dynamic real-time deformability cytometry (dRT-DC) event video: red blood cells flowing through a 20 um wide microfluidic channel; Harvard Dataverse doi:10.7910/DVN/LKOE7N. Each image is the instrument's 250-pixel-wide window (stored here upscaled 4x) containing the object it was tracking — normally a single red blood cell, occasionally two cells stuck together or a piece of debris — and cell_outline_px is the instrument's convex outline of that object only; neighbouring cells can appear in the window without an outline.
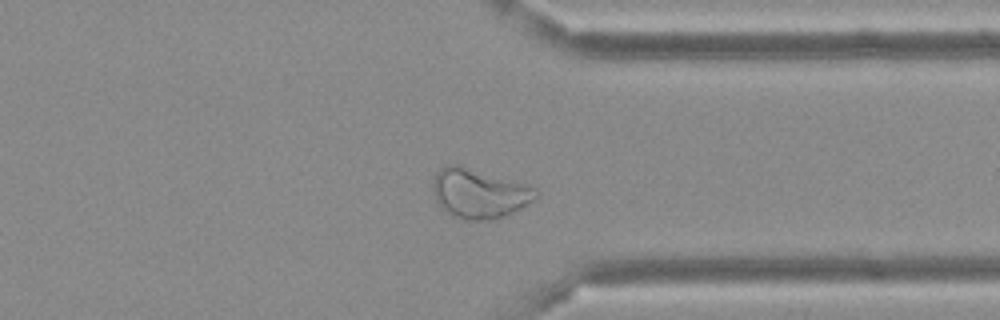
{"species": "Egyptian fruit bat (a non-hibernating species)", "species_latin": "Rousettus aegyptiacus", "temperature_condition": "cold", "stored_images_in_passage": 46, "camera_frame_rate_fps": 3000, "um_per_image_px": 0.085, "frame": {"image": 1, "passage_image": 35, "time_ms": 11.333, "image_size_px": [1000, 320], "cell_outline_px": [[540, 196], [528, 204], [512, 212], [500, 216], [480, 220], [468, 220], [452, 216], [440, 208], [432, 192], [432, 180], [436, 172], [440, 168], [448, 164], [460, 164], [524, 184], [536, 188], [540, 192]], "centroid_in_image_um": [40.68, 16.41], "position_along_channel_um": 370.7, "area_um2": 29.77}}
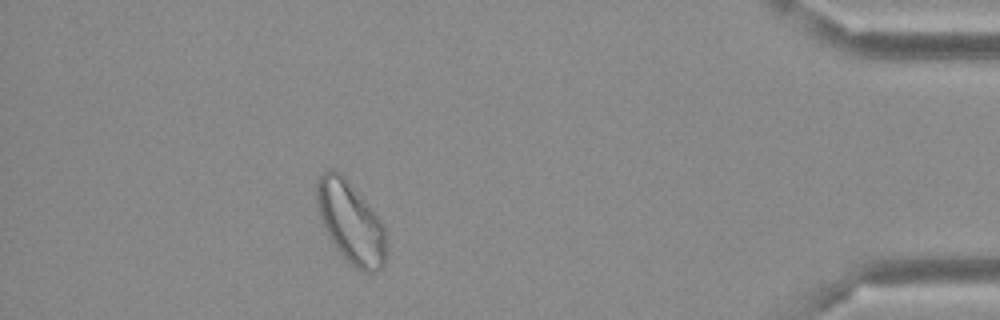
{"frame": {"image": 2, "passage_image": 41, "time_ms": 13.333, "image_size_px": [1000, 320], "cell_outline_px": [[384, 264], [376, 272], [364, 272], [356, 268], [336, 248], [324, 224], [316, 204], [316, 184], [320, 176], [328, 168], [336, 168], [340, 172], [372, 208], [384, 224]], "centroid_in_image_um": [29.8, 18.85], "position_along_channel_um": 405.4, "area_um2": 32.37}}